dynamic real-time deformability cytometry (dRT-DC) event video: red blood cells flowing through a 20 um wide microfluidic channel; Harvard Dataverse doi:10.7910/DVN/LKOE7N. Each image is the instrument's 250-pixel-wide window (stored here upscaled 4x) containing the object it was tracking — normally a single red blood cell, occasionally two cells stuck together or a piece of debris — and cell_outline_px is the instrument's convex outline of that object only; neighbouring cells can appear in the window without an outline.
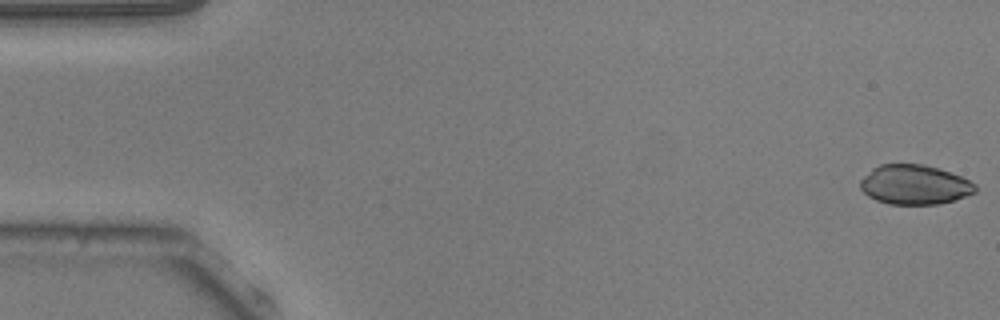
{"species": "common noctule bat (a hibernating species)", "species_latin": "Nyctalus noctula", "temperature_condition": "warm", "stored_images_in_passage": 53, "camera_frame_rate_fps": 3000, "um_per_image_px": 0.085, "animal": {"sex": "male", "body_mass_g": 20.5, "forearm_length_mm": 52.5}, "frame": {"image": 1, "passage_image": 1, "time_ms": 0.0, "image_size_px": [1000, 320], "cell_outline_px": [[976, 192], [952, 200], [936, 204], [888, 204], [876, 200], [868, 196], [860, 188], [860, 180], [872, 168], [880, 164], [924, 164], [940, 168], [960, 176], [976, 184]], "centroid_in_image_um": [77.71, 15.69], "position_along_channel_um": 7.3, "area_um2": 26.47}}
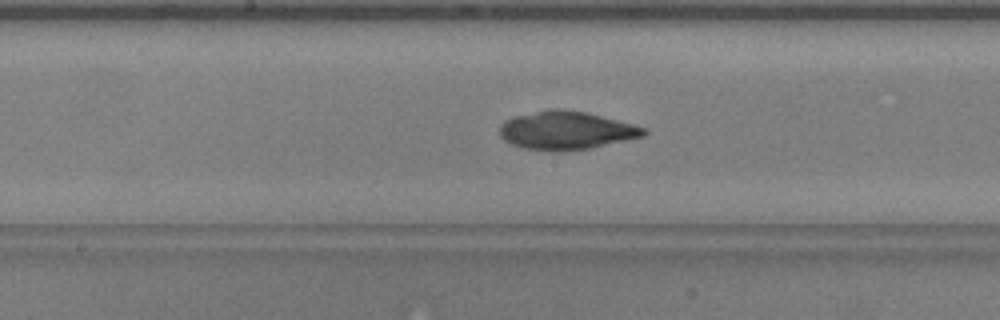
{"frame": {"image": 2, "passage_image": 27, "time_ms": 8.667, "image_size_px": [1000, 320], "cell_outline_px": [[648, 132], [644, 136], [592, 148], [556, 152], [552, 152], [524, 148], [512, 144], [504, 140], [500, 136], [500, 124], [504, 120], [512, 116], [556, 108], [588, 112], [648, 128]], "centroid_in_image_um": [48.14, 11.09], "position_along_channel_um": 200.1, "area_um2": 32.43}}
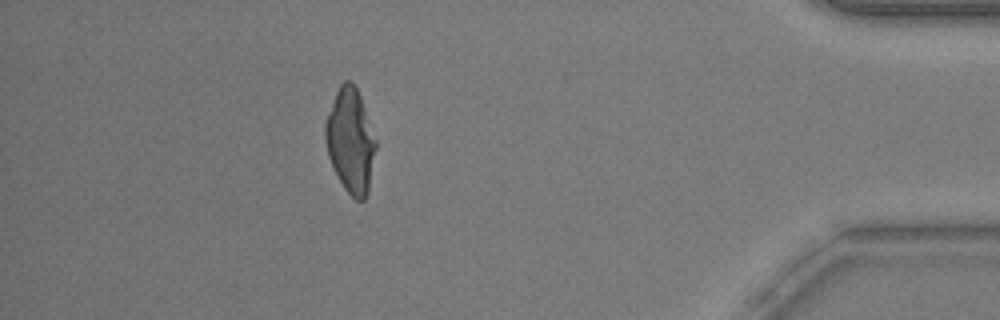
{"frame": {"image": 3, "passage_image": 47, "time_ms": 15.333, "image_size_px": [1000, 320], "cell_outline_px": [[376, 148], [368, 192], [364, 200], [356, 200], [344, 188], [328, 156], [324, 140], [324, 124], [336, 92], [340, 84], [344, 80], [348, 80], [356, 88], [360, 96], [376, 140]], "centroid_in_image_um": [29.78, 11.96], "position_along_channel_um": 405.4, "area_um2": 30.29}}